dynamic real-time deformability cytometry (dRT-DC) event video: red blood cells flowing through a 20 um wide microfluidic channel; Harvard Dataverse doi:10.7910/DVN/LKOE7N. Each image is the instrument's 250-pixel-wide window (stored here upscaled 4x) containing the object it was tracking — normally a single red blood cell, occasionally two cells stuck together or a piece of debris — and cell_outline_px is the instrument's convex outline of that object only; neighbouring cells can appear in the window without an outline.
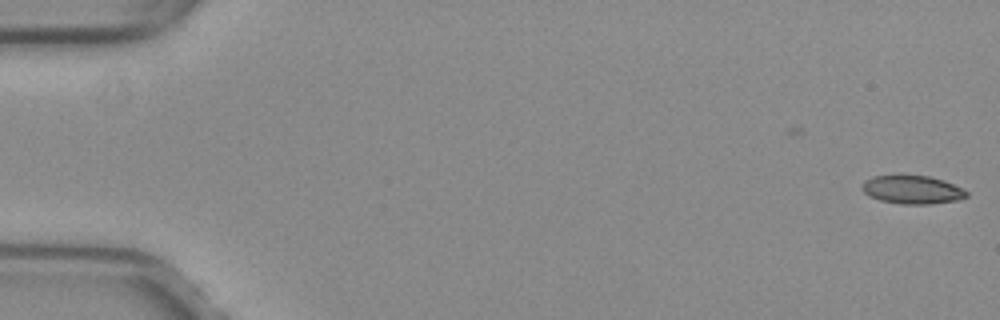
{"species": "common noctule bat (a hibernating species)", "species_latin": "Nyctalus noctula", "temperature_condition": "warm", "stored_images_in_passage": 20, "camera_frame_rate_fps": 3000, "um_per_image_px": 0.085, "animal": {"sex": "female", "body_mass_g": 29.2, "forearm_length_mm": 56.3}, "frame": {"image": 1, "passage_image": 1, "time_ms": 0.0, "image_size_px": [1000, 320], "cell_outline_px": [[968, 196], [956, 200], [928, 204], [900, 204], [880, 200], [868, 196], [860, 188], [864, 180], [872, 176], [896, 172], [928, 176], [944, 180], [968, 192]], "centroid_in_image_um": [77.44, 16.07], "position_along_channel_um": 7.6, "area_um2": 17.92}}
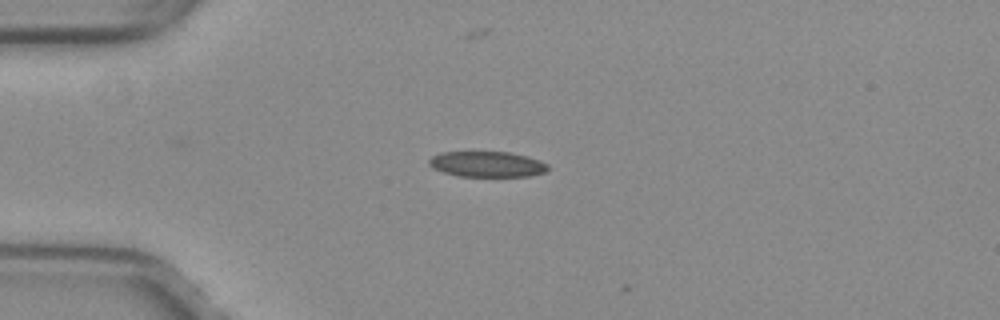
{"frame": {"image": 2, "passage_image": 14, "time_ms": 4.333, "image_size_px": [1000, 320], "cell_outline_px": [[548, 172], [528, 176], [456, 176], [432, 168], [428, 164], [428, 160], [432, 156], [444, 152], [508, 152], [540, 160], [548, 164]], "centroid_in_image_um": [41.4, 13.96], "position_along_channel_um": 43.6, "area_um2": 17.69}}
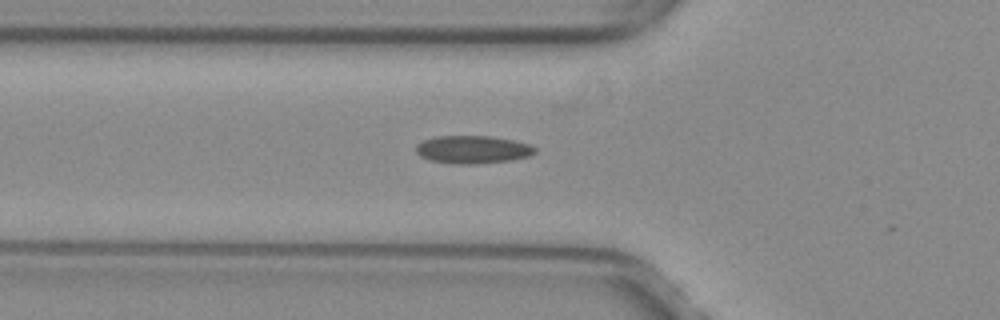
{"frame": {"image": 3, "passage_image": 19, "time_ms": 6.0, "image_size_px": [1000, 320], "cell_outline_px": [[536, 152], [528, 156], [512, 160], [476, 164], [448, 164], [428, 160], [420, 156], [416, 152], [416, 144], [424, 140], [436, 136], [492, 136], [516, 140], [528, 144], [536, 148]], "centroid_in_image_um": [40.16, 12.71], "position_along_channel_um": 85.6, "area_um2": 19.59}}